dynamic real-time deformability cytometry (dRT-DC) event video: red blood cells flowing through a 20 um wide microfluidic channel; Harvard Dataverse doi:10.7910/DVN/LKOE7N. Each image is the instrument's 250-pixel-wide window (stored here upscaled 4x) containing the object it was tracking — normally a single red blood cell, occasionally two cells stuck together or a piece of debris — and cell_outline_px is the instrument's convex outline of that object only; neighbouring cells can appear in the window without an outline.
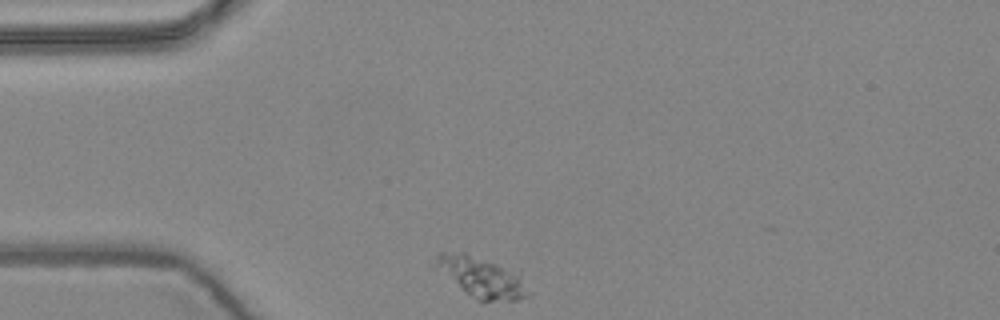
{"species": "common noctule bat (a hibernating species)", "species_latin": "Nyctalus noctula", "temperature_condition": "warm", "stored_images_in_passage": 2, "camera_frame_rate_fps": 3000, "um_per_image_px": 0.085, "animal": {"sex": "female", "body_mass_g": 24.6, "forearm_length_mm": 56.2}, "frame": {"image": 1, "passage_image": 1, "time_ms": 0.0, "image_size_px": [1000, 320], "cell_outline_px": [[532, 296], [516, 300], [476, 300], [464, 292], [436, 264], [436, 256], [440, 252], [464, 252], [496, 264], [516, 276], [532, 292]], "centroid_in_image_um": [40.94, 23.59], "position_along_channel_um": 44.1, "area_um2": 20.52}}